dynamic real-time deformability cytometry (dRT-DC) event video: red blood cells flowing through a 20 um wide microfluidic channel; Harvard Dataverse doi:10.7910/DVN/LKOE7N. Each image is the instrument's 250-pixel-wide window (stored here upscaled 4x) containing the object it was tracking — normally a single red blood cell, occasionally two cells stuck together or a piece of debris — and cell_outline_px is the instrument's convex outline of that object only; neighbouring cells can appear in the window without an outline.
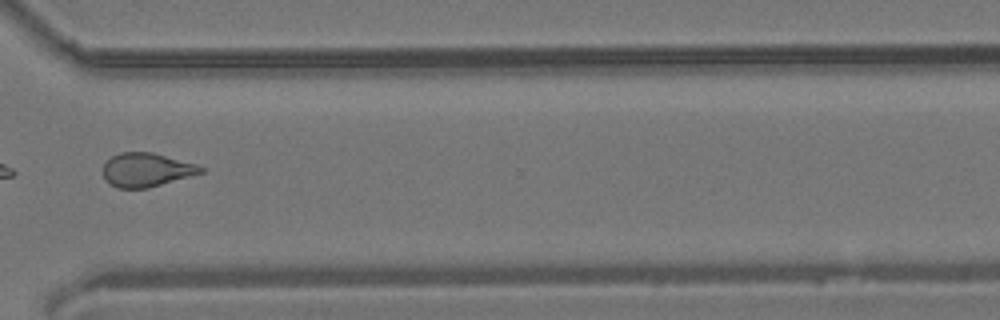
{"species": "common noctule bat (a hibernating species)", "species_latin": "Nyctalus noctula", "temperature_condition": "room temperature", "stored_images_in_passage": 18, "camera_frame_rate_fps": 3000, "um_per_image_px": 0.085, "animal": {"sex": "male", "body_mass_g": 19.2, "forearm_length_mm": 51.8}, "frame": {"image": 1, "passage_image": 13, "time_ms": 16.0, "image_size_px": [1000, 320], "cell_outline_px": [[204, 172], [148, 188], [116, 188], [108, 184], [104, 176], [104, 164], [112, 156], [120, 152], [152, 152], [196, 164], [204, 168]], "centroid_in_image_um": [12.43, 14.44], "position_along_channel_um": 358.2, "area_um2": 19.13}}